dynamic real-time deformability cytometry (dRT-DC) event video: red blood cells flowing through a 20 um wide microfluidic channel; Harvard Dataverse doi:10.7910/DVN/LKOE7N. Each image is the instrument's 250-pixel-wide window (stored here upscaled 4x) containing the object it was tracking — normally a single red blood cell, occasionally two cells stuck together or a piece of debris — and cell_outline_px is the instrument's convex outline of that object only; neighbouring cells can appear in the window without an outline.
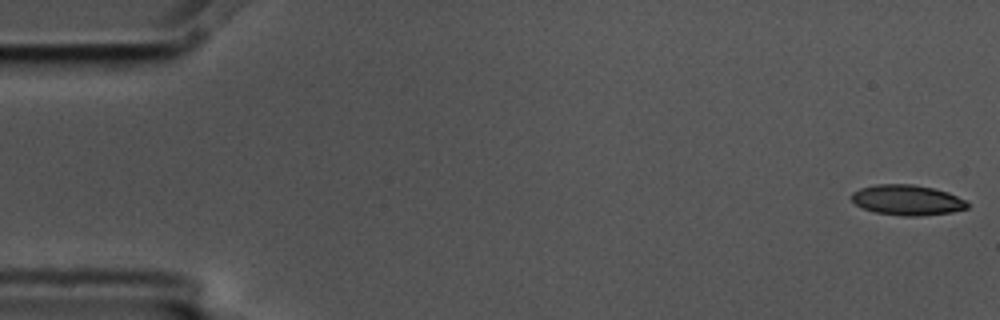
{"species": "common noctule bat (a hibernating species)", "species_latin": "Nyctalus noctula", "temperature_condition": "cold", "stored_images_in_passage": 5, "camera_frame_rate_fps": 3000, "um_per_image_px": 0.085, "animal": {"sex": "male", "body_mass_g": 17.5, "forearm_length_mm": 52.3}, "frame": {"image": 1, "passage_image": 1, "time_ms": 0.0, "image_size_px": [1000, 320], "cell_outline_px": [[968, 208], [952, 212], [920, 216], [900, 216], [876, 212], [864, 208], [856, 204], [852, 200], [852, 192], [860, 188], [876, 184], [912, 184], [932, 188], [948, 192], [964, 200], [968, 204]], "centroid_in_image_um": [77.1, 17.0], "position_along_channel_um": 7.9, "area_um2": 20.35}}
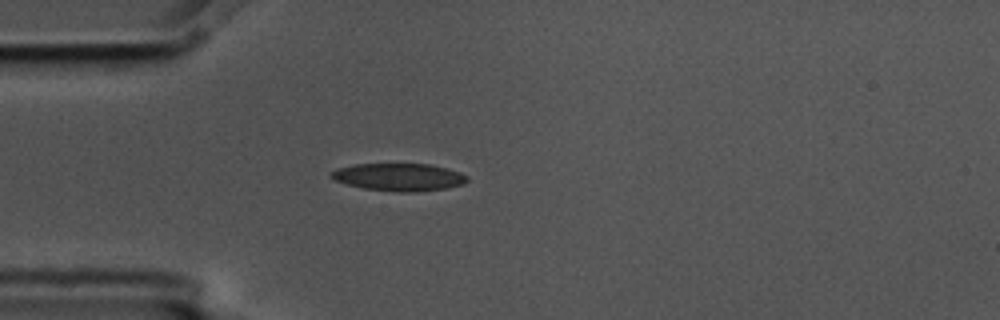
{"frame": {"image": 2, "passage_image": 5, "time_ms": 1.333, "image_size_px": [1000, 320], "cell_outline_px": [[468, 180], [464, 184], [448, 188], [416, 192], [396, 192], [364, 188], [348, 184], [336, 180], [332, 176], [332, 172], [336, 168], [352, 164], [428, 164], [448, 168], [460, 172], [468, 176]], "centroid_in_image_um": [33.97, 15.05], "position_along_channel_um": 51.0, "area_um2": 21.85}}